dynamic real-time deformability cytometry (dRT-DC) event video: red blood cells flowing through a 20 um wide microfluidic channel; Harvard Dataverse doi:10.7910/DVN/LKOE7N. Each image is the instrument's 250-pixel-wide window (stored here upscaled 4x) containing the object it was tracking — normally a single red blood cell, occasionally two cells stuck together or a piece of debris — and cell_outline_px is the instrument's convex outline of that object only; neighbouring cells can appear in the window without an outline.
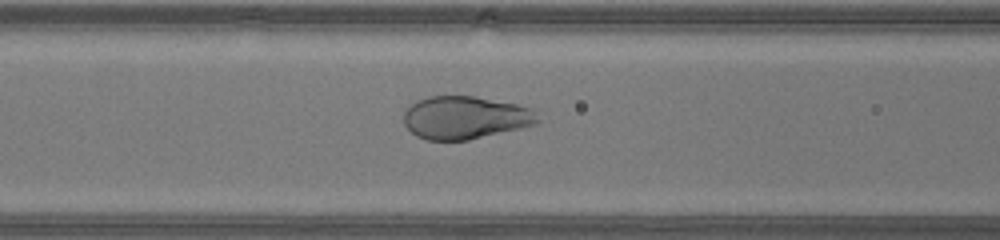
{"species": "human", "species_latin": "Homo sapiens", "temperature_condition": "warm", "stored_images_in_passage": 33, "camera_frame_rate_fps": 3000, "um_per_image_px": 0.085, "donor": {"sex": "male"}, "frame": {"image": 1, "passage_image": 6, "time_ms": 1.667, "image_size_px": [1000, 240], "cell_outline_px": [[540, 124], [468, 140], [428, 140], [416, 136], [404, 124], [404, 112], [416, 100], [428, 96], [476, 96], [536, 108], [540, 120]], "centroid_in_image_um": [39.61, 9.99], "position_along_channel_um": 127.0, "area_um2": 33.87}}
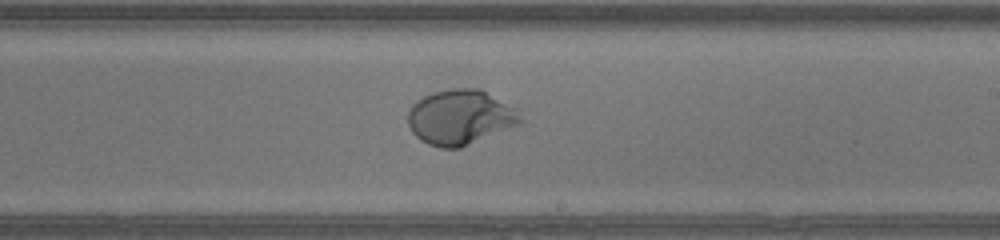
{"frame": {"image": 2, "passage_image": 14, "time_ms": 4.333, "image_size_px": [1000, 240], "cell_outline_px": [[524, 120], [520, 124], [460, 148], [440, 148], [428, 144], [420, 140], [412, 132], [408, 124], [408, 112], [412, 104], [416, 100], [432, 92], [452, 88], [480, 88], [520, 108]], "centroid_in_image_um": [39.17, 9.95], "position_along_channel_um": 249.8, "area_um2": 36.7}}
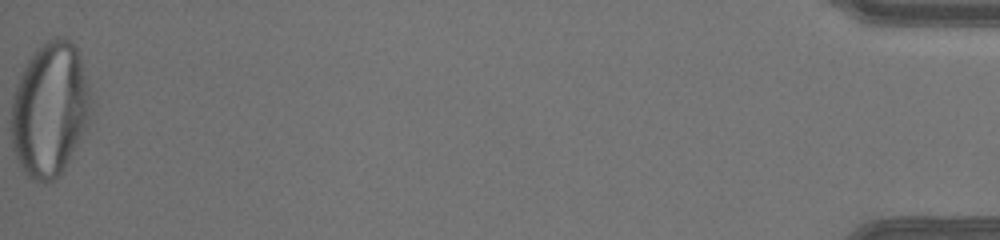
{"frame": {"image": 3, "passage_image": 33, "time_ms": 10.667, "image_size_px": [1000, 240], "cell_outline_px": [[96, 104], [64, 168], [52, 180], [44, 184], [28, 176], [24, 172], [12, 148], [12, 96], [16, 84], [28, 60], [36, 48], [52, 36], [64, 36], [72, 40], [80, 56]], "centroid_in_image_um": [4.27, 9.22], "position_along_channel_um": 430.9, "area_um2": 62.6}}